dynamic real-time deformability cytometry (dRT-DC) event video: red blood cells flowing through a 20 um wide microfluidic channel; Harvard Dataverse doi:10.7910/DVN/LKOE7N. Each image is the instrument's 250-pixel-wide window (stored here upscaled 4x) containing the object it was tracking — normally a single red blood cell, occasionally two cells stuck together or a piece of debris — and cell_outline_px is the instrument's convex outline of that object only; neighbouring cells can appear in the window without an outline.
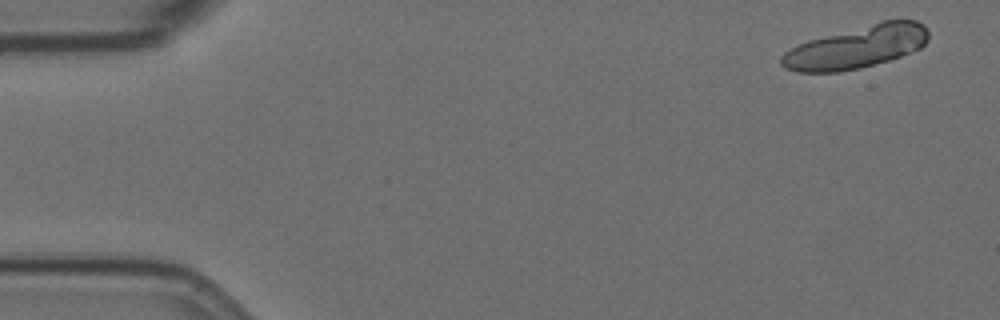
{"species": "Egyptian fruit bat (a non-hibernating species)", "species_latin": "Rousettus aegyptiacus", "temperature_condition": "room temperature", "stored_images_in_passage": 24, "camera_frame_rate_fps": 3000, "um_per_image_px": 0.085, "animal": {"sex": "female"}, "frame": {"image": 1, "passage_image": 3, "time_ms": 0.667, "image_size_px": [1000, 320], "cell_outline_px": [[928, 40], [920, 48], [900, 56], [888, 60], [860, 68], [840, 72], [796, 72], [784, 68], [780, 64], [780, 56], [784, 52], [796, 44], [808, 40], [884, 20], [916, 20], [924, 24], [928, 32]], "centroid_in_image_um": [72.77, 4.01], "position_along_channel_um": 12.2, "area_um2": 36.47}}